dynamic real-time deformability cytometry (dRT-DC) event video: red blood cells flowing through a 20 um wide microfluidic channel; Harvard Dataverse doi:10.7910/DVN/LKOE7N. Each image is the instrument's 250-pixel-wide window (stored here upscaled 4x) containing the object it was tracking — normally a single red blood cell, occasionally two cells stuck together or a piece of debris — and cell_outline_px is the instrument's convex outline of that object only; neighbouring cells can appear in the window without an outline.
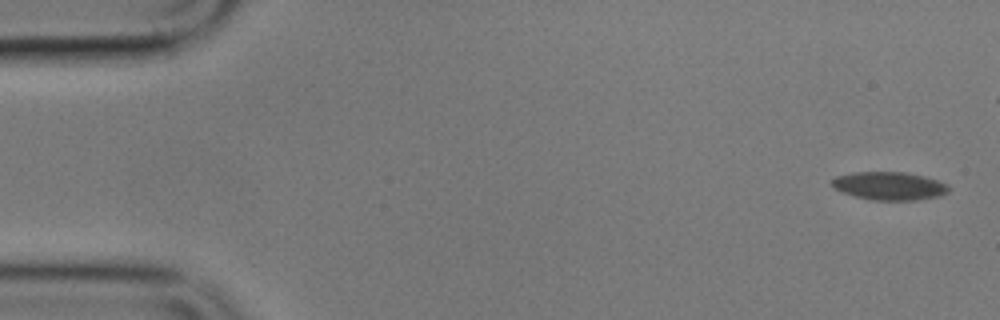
{"species": "common noctule bat (a hibernating species)", "species_latin": "Nyctalus noctula", "temperature_condition": "cold", "stored_images_in_passage": 6, "segment_of_instrument_passage": [2, 2], "camera_frame_rate_fps": 3000, "um_per_image_px": 0.085, "animal": {"sex": "male", "body_mass_g": 17.9}, "frame": {"image": 1, "passage_image": 6, "time_ms": 7.0, "image_size_px": [1000, 320], "cell_outline_px": [[948, 192], [940, 196], [920, 200], [868, 200], [840, 192], [832, 184], [832, 180], [836, 176], [852, 172], [904, 172], [924, 176], [948, 184]], "centroid_in_image_um": [75.59, 15.81], "position_along_channel_um": 9.4, "area_um2": 19.25}}